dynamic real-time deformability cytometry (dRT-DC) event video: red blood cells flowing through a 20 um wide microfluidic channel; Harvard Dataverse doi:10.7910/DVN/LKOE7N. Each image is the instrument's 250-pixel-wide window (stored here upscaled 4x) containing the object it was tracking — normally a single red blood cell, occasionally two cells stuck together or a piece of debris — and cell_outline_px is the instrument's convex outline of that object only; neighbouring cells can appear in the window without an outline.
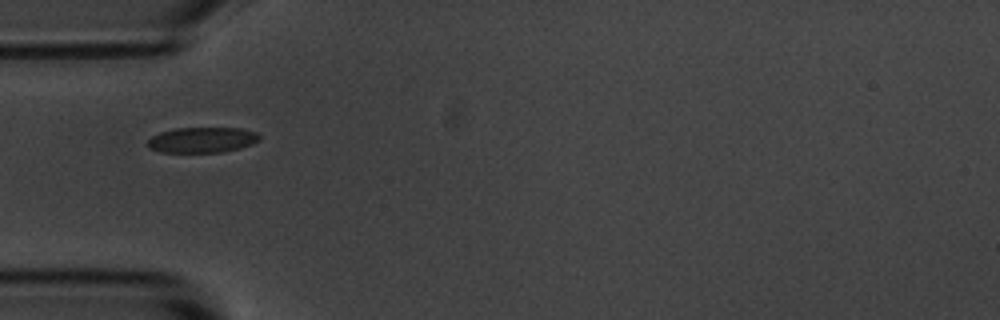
{"species": "common noctule bat (a hibernating species)", "species_latin": "Nyctalus noctula", "temperature_condition": "room temperature", "stored_images_in_passage": 11, "camera_frame_rate_fps": 3000, "um_per_image_px": 0.085, "animal": {"sex": "male", "body_mass_g": 20.1, "forearm_length_mm": 53.5}, "frame": {"image": 1, "passage_image": 1, "time_ms": 0.0, "image_size_px": [1000, 320], "cell_outline_px": [[260, 140], [252, 144], [240, 148], [220, 152], [160, 152], [148, 148], [148, 140], [152, 136], [160, 132], [176, 128], [240, 128], [256, 132], [260, 136]], "centroid_in_image_um": [17.18, 11.89], "position_along_channel_um": 67.8, "area_um2": 16.59}}
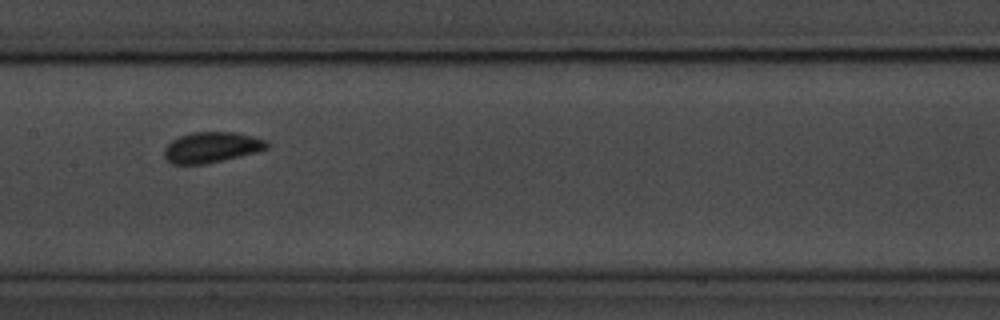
{"frame": {"image": 2, "passage_image": 4, "time_ms": 3.333, "image_size_px": [1000, 320], "cell_outline_px": [[268, 148], [240, 156], [208, 164], [172, 164], [164, 156], [164, 148], [172, 140], [180, 136], [192, 132], [236, 132], [268, 140]], "centroid_in_image_um": [17.98, 12.52], "position_along_channel_um": 189.4, "area_um2": 18.32}}
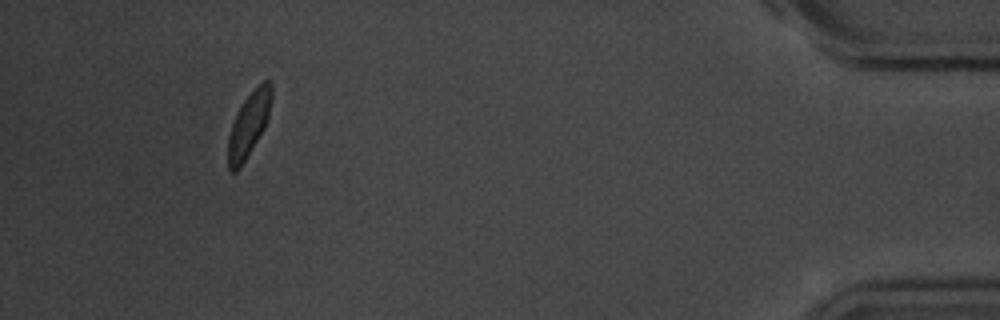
{"frame": {"image": 3, "passage_image": 10, "time_ms": 11.333, "image_size_px": [1000, 320], "cell_outline_px": [[272, 96], [268, 116], [264, 128], [240, 168], [236, 172], [228, 172], [228, 136], [236, 112], [240, 104], [264, 80], [268, 80], [272, 84]], "centroid_in_image_um": [21.13, 10.61], "position_along_channel_um": 414.1, "area_um2": 16.18}, "authors_computed_cell_mechanics": {"area_um2": 17.051, "velocity_mm_per_s": 3.6395, "shape_relaxation_time_tau1_ms": 2.3602, "shape_relaxation_time_tau2_ms": null, "deformation_change_tau1": 0.0642, "deformation_change_tau2": null}}